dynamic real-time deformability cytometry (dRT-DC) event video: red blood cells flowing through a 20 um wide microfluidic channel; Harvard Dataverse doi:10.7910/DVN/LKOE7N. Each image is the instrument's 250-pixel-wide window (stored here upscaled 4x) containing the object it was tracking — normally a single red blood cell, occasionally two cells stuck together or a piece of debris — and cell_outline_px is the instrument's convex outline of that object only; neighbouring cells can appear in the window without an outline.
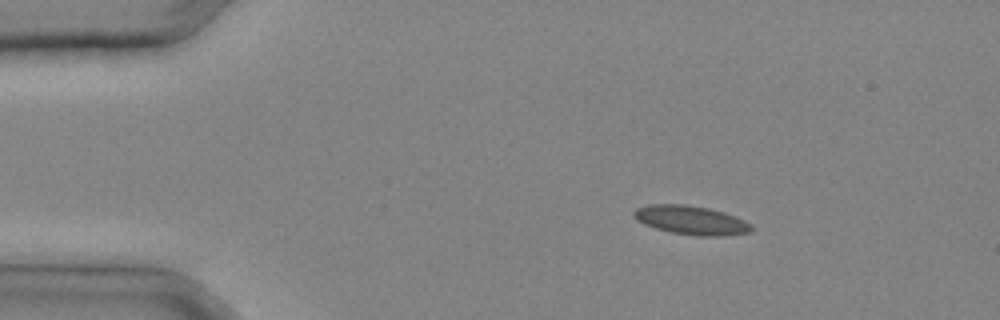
{"species": "common noctule bat (a hibernating species)", "species_latin": "Nyctalus noctula", "temperature_condition": "cold", "stored_images_in_passage": 30, "camera_frame_rate_fps": 3000, "um_per_image_px": 0.085, "animal": {"sex": "male", "body_mass_g": 20.4}, "frame": {"image": 1, "passage_image": 4, "time_ms": 1.0, "image_size_px": [1000, 320], "cell_outline_px": [[752, 228], [748, 232], [724, 236], [696, 236], [672, 232], [656, 228], [644, 224], [636, 220], [632, 216], [632, 212], [636, 208], [648, 204], [684, 204], [708, 208], [724, 212], [736, 216], [752, 224]], "centroid_in_image_um": [58.71, 18.7], "position_along_channel_um": 26.3, "area_um2": 19.88}}
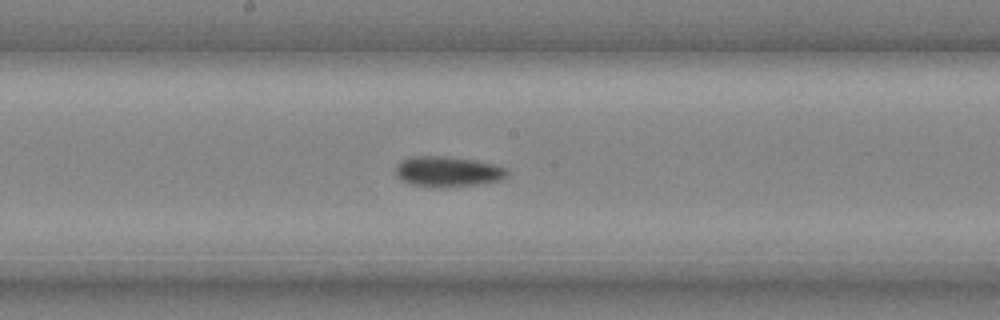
{"frame": {"image": 2, "passage_image": 16, "time_ms": 5.0, "image_size_px": [1000, 320], "cell_outline_px": [[508, 176], [504, 180], [476, 184], [440, 188], [432, 188], [412, 184], [400, 180], [396, 176], [396, 164], [400, 160], [412, 156], [444, 156], [476, 160], [492, 164], [504, 168], [508, 172]], "centroid_in_image_um": [38.02, 14.59], "position_along_channel_um": 210.2, "area_um2": 20.0}}
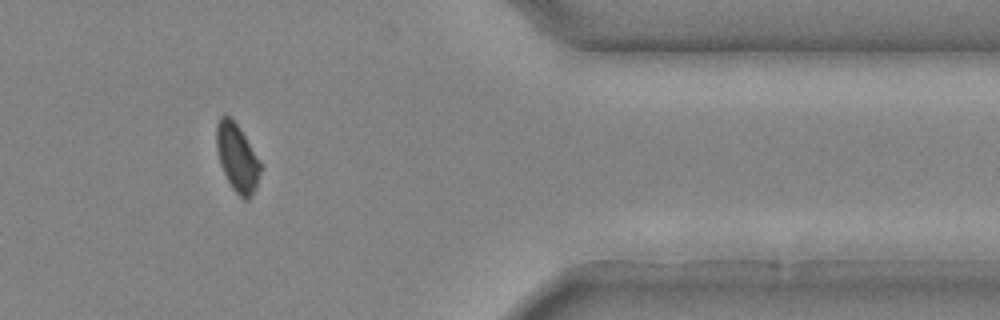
{"frame": {"image": 3, "passage_image": 26, "time_ms": 8.333, "image_size_px": [1000, 320], "cell_outline_px": [[260, 172], [256, 188], [248, 200], [244, 200], [232, 188], [220, 164], [216, 148], [216, 124], [220, 116], [228, 116], [236, 124], [260, 160]], "centroid_in_image_um": [20.14, 13.42], "position_along_channel_um": 391.3, "area_um2": 17.05}}